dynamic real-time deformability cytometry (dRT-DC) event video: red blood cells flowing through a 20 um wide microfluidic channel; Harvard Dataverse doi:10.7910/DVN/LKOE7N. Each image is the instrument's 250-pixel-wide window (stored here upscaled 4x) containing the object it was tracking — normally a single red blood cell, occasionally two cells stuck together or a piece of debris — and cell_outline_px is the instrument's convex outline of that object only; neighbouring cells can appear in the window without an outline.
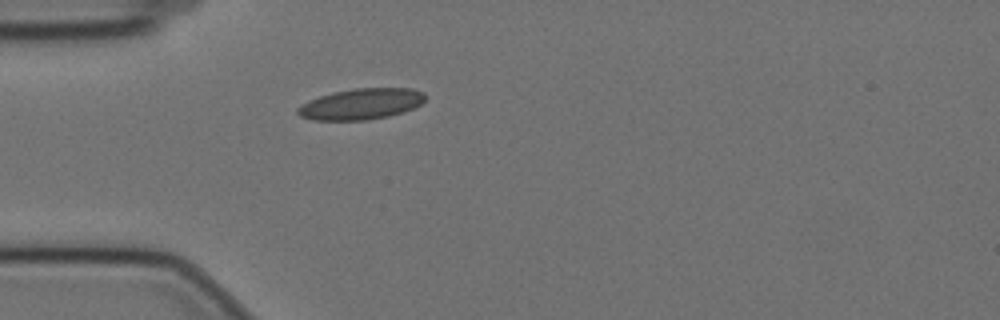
{"species": "Egyptian fruit bat (a non-hibernating species)", "species_latin": "Rousettus aegyptiacus", "temperature_condition": "cold", "stored_images_in_passage": 3, "camera_frame_rate_fps": 3000, "um_per_image_px": 0.085, "animal": {"sex": "female"}, "frame": {"image": 1, "passage_image": 1, "time_ms": 0.0, "image_size_px": [1000, 320], "cell_outline_px": [[424, 100], [420, 104], [404, 112], [388, 116], [368, 120], [312, 120], [300, 116], [296, 112], [296, 108], [300, 104], [320, 96], [332, 92], [356, 88], [412, 88], [424, 92]], "centroid_in_image_um": [30.67, 8.84], "position_along_channel_um": 54.3, "area_um2": 23.06}}